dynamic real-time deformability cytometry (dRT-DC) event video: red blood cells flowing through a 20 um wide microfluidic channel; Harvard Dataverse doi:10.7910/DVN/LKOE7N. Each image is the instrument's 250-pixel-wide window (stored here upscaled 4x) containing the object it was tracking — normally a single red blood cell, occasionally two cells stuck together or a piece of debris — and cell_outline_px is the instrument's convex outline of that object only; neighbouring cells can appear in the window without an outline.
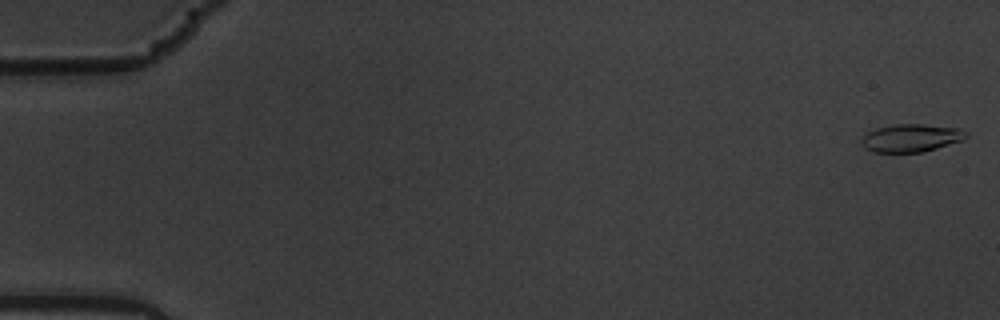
{"species": "common noctule bat (a hibernating species)", "species_latin": "Nyctalus noctula", "temperature_condition": "warm", "stored_images_in_passage": 57, "camera_frame_rate_fps": 3000, "um_per_image_px": 0.085, "animal": {"sex": "male", "body_mass_g": 19.5, "forearm_length_mm": 54.6}, "frame": {"image": 1, "passage_image": 1, "time_ms": 0.0, "image_size_px": [1000, 320], "cell_outline_px": [[968, 136], [964, 140], [924, 152], [872, 152], [864, 148], [860, 144], [860, 140], [868, 132], [876, 128], [896, 124], [924, 124], [960, 128], [968, 132]], "centroid_in_image_um": [77.46, 11.73], "position_along_channel_um": 7.5, "area_um2": 17.22}}
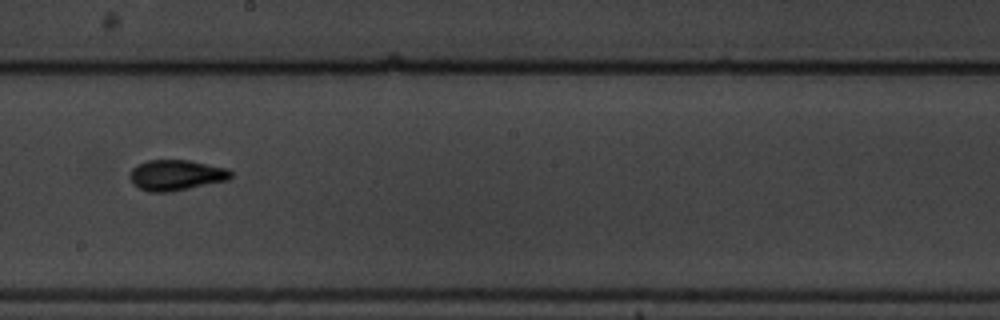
{"frame": {"image": 2, "passage_image": 33, "time_ms": 10.667, "image_size_px": [1000, 320], "cell_outline_px": [[232, 176], [228, 180], [168, 192], [148, 192], [132, 184], [128, 176], [132, 168], [136, 164], [148, 160], [188, 160], [228, 168], [232, 172]], "centroid_in_image_um": [14.93, 14.88], "position_along_channel_um": 233.3, "area_um2": 18.09}}
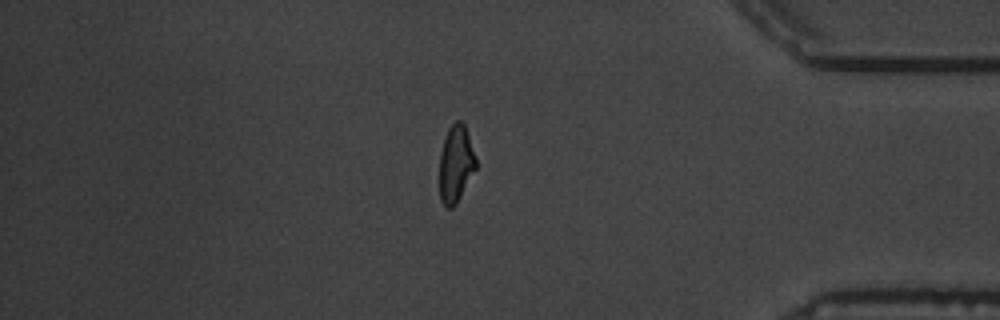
{"frame": {"image": 3, "passage_image": 49, "time_ms": 16.0, "image_size_px": [1000, 320], "cell_outline_px": [[476, 168], [456, 204], [452, 208], [444, 208], [440, 200], [440, 152], [444, 136], [448, 128], [456, 120], [460, 120], [464, 124], [476, 160]], "centroid_in_image_um": [38.72, 13.94], "position_along_channel_um": 396.5, "area_um2": 16.3}, "authors_computed_cell_mechanics": {"area_um2": 16.9932, "velocity_mm_per_s": 3.5718, "shape_relaxation_time_tau1_ms": 8.5371, "shape_relaxation_time_tau2_ms": 2.5631, "deformation_change_tau1": 0.2625, "deformation_change_tau2": 0.0866}}